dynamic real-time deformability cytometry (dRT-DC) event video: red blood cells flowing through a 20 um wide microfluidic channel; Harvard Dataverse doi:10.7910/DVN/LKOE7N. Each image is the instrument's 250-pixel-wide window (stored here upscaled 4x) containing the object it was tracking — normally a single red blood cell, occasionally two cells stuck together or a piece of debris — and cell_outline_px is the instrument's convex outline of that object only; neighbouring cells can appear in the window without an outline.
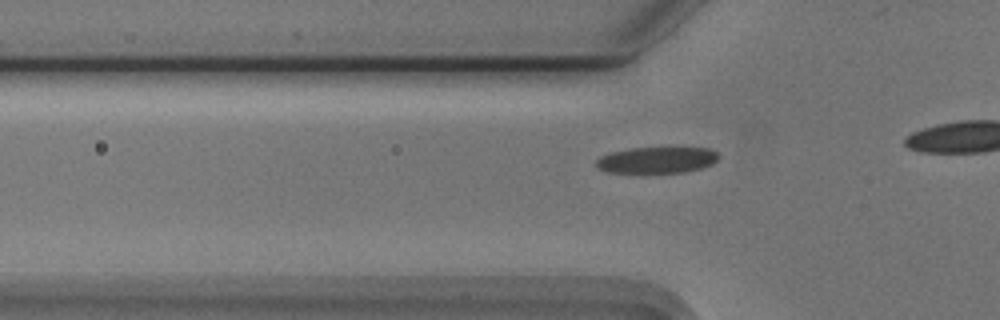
{"species": "Egyptian fruit bat (a non-hibernating species)", "species_latin": "Rousettus aegyptiacus", "temperature_condition": "cold", "stored_images_in_passage": 8, "camera_frame_rate_fps": 3000, "um_per_image_px": 0.085, "animal": {"sex": "male"}, "frame": {"image": 1, "passage_image": 2, "time_ms": 0.333, "image_size_px": [1000, 320], "cell_outline_px": [[720, 156], [712, 164], [700, 168], [684, 172], [608, 172], [600, 168], [596, 164], [596, 160], [600, 156], [612, 152], [632, 148], [708, 148], [716, 152]], "centroid_in_image_um": [55.85, 13.59], "position_along_channel_um": 70.0, "area_um2": 18.38}}
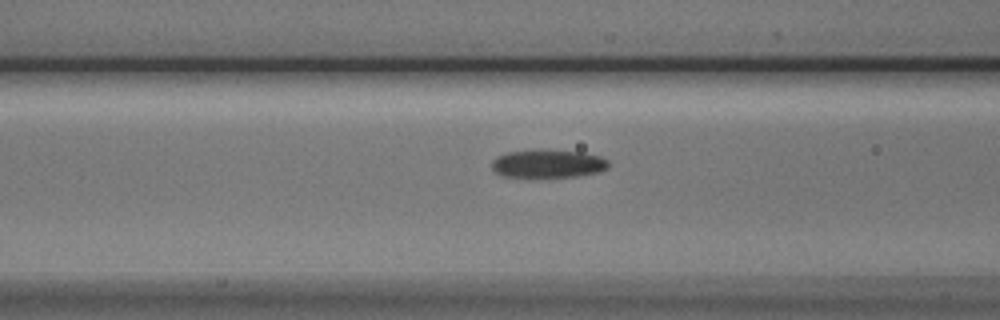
{"frame": {"image": 2, "passage_image": 6, "time_ms": 1.667, "image_size_px": [1000, 320], "cell_outline_px": [[608, 168], [600, 172], [576, 176], [504, 176], [496, 172], [492, 168], [492, 160], [496, 156], [508, 152], [540, 148], [544, 148], [584, 152], [600, 156], [608, 160]], "centroid_in_image_um": [46.6, 13.87], "position_along_channel_um": 120.0, "area_um2": 19.36}}